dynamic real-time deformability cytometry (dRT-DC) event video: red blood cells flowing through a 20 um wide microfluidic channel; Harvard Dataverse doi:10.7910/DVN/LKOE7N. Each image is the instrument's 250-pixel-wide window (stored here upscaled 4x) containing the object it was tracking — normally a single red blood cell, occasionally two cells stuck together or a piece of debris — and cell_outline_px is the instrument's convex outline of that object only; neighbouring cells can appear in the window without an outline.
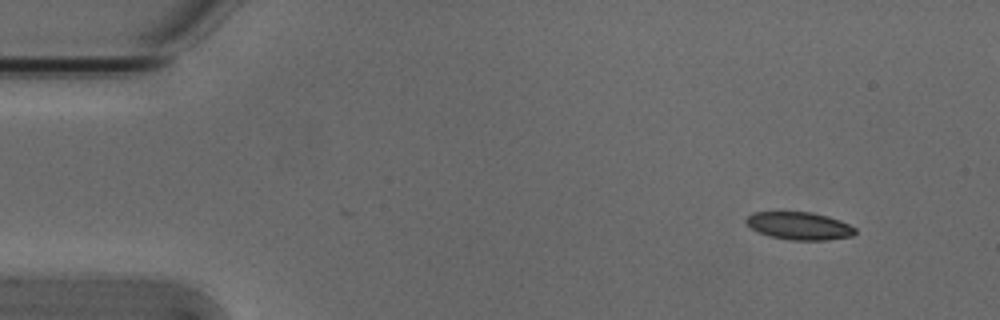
{"species": "Egyptian fruit bat (a non-hibernating species)", "species_latin": "Rousettus aegyptiacus", "temperature_condition": "cold", "stored_images_in_passage": 5, "camera_frame_rate_fps": 3000, "um_per_image_px": 0.085, "animal": {"sex": "male"}, "frame": {"image": 1, "passage_image": 1, "time_ms": 0.0, "image_size_px": [1000, 320], "cell_outline_px": [[856, 232], [852, 236], [828, 240], [792, 240], [768, 236], [752, 228], [744, 220], [752, 212], [812, 212], [828, 216], [840, 220], [856, 228]], "centroid_in_image_um": [67.96, 19.2], "position_along_channel_um": 17.0, "area_um2": 17.57}}
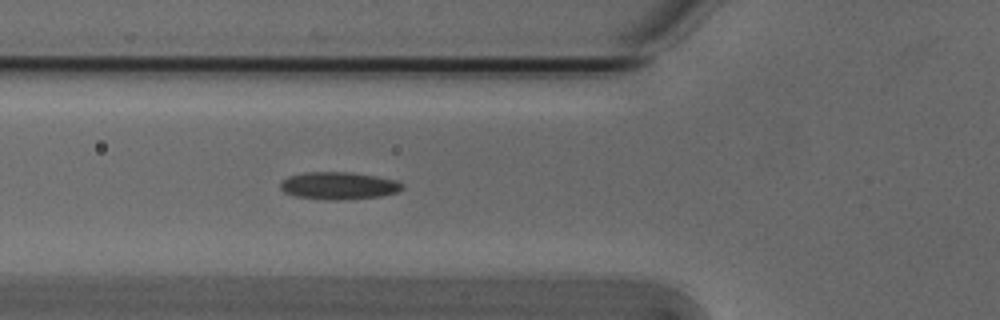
{"frame": {"image": 2, "passage_image": 5, "time_ms": 1.333, "image_size_px": [1000, 320], "cell_outline_px": [[404, 188], [396, 192], [380, 196], [340, 200], [332, 200], [296, 196], [284, 192], [280, 188], [280, 184], [288, 176], [304, 172], [352, 172], [376, 176], [396, 180], [404, 184]], "centroid_in_image_um": [28.8, 15.77], "position_along_channel_um": 97.0, "area_um2": 19.42}}